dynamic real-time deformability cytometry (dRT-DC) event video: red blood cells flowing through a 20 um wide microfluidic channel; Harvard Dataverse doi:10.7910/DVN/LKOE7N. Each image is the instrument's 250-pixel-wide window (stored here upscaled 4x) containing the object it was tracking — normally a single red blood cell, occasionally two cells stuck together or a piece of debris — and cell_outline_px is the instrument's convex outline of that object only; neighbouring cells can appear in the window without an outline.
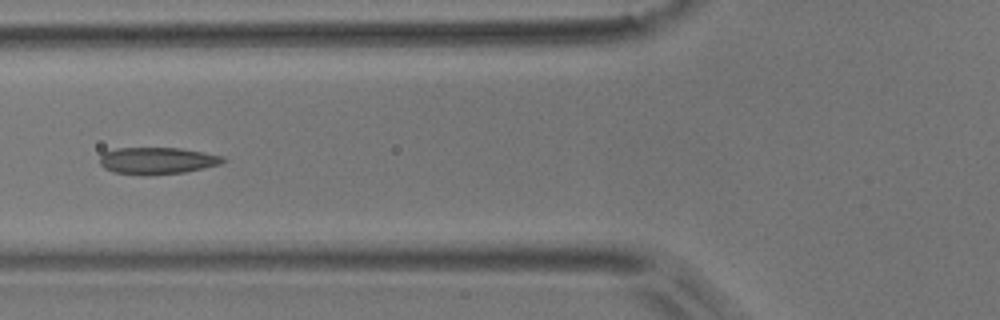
{"species": "common noctule bat (a hibernating species)", "species_latin": "Nyctalus noctula", "temperature_condition": "room temperature", "stored_images_in_passage": 8, "camera_frame_rate_fps": 3000, "um_per_image_px": 0.085, "animal": {"sex": "male", "body_mass_g": 17.9}, "frame": {"image": 1, "passage_image": 5, "time_ms": 1.333, "image_size_px": [1000, 320], "cell_outline_px": [[228, 160], [220, 164], [204, 168], [184, 172], [148, 176], [144, 176], [112, 172], [104, 168], [100, 164], [100, 156], [104, 152], [116, 148], [180, 148], [204, 152], [224, 156]], "centroid_in_image_um": [13.37, 13.67], "position_along_channel_um": 112.4, "area_um2": 19.59}}
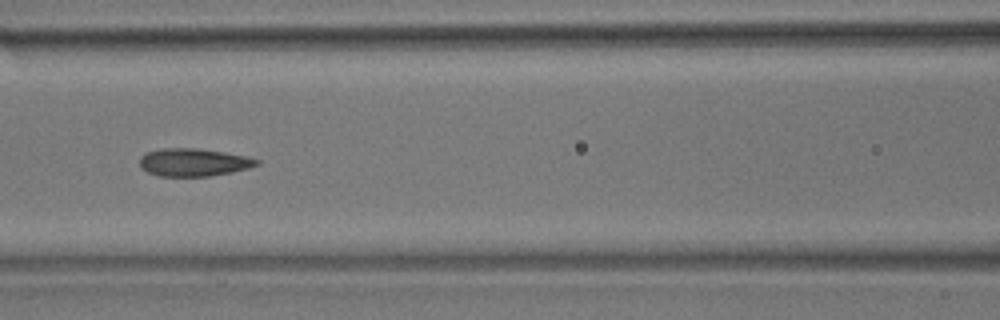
{"frame": {"image": 2, "passage_image": 6, "time_ms": 1.667, "image_size_px": [1000, 320], "cell_outline_px": [[260, 164], [248, 168], [232, 172], [208, 176], [160, 176], [148, 172], [140, 168], [140, 156], [148, 152], [160, 148], [196, 148], [224, 152], [244, 156], [260, 160]], "centroid_in_image_um": [16.44, 13.79], "position_along_channel_um": 150.2, "area_um2": 18.9}}
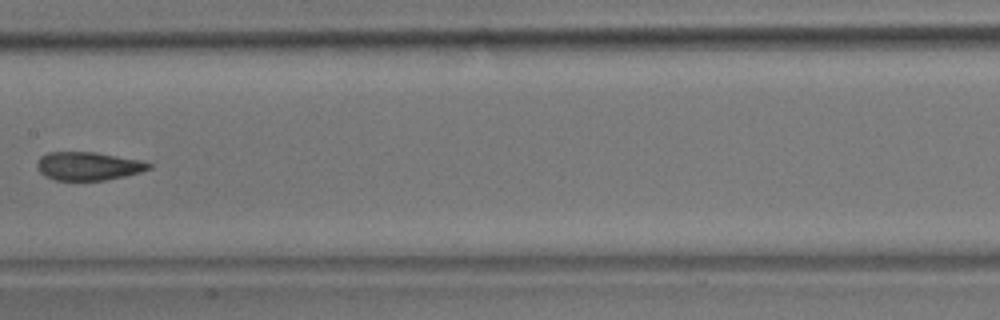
{"frame": {"image": 3, "passage_image": 7, "time_ms": 2.0, "image_size_px": [1000, 320], "cell_outline_px": [[152, 168], [140, 172], [124, 176], [104, 180], [56, 180], [44, 176], [36, 168], [36, 164], [40, 156], [48, 152], [96, 152], [144, 160], [152, 164]], "centroid_in_image_um": [7.51, 14.11], "position_along_channel_um": 199.9, "area_um2": 18.67}}